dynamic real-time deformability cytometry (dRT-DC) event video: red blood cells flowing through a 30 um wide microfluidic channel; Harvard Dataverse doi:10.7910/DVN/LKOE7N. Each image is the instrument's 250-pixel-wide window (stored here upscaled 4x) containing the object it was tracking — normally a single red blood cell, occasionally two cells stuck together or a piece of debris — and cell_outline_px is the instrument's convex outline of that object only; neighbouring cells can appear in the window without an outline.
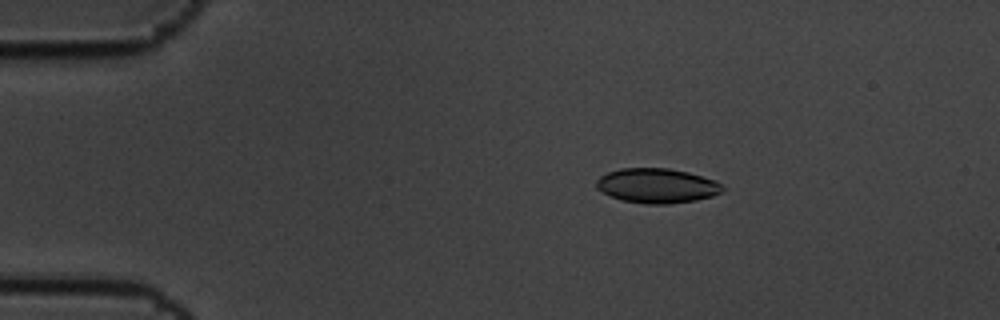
{"species": "common noctule bat (a hibernating species)", "species_latin": "Nyctalus noctula", "temperature_condition": "cold", "stored_images_in_passage": 6, "camera_frame_rate_fps": 3000, "um_per_image_px": 0.085, "animal": {"sex": "male", "body_mass_g": 19.5, "forearm_length_mm": 54.6}, "frame": {"image": 1, "passage_image": 4, "time_ms": 1.0, "image_size_px": [1000, 320], "cell_outline_px": [[724, 192], [712, 196], [696, 200], [668, 204], [644, 204], [620, 200], [596, 188], [596, 180], [600, 176], [608, 172], [620, 168], [668, 168], [688, 172], [716, 180], [724, 188]], "centroid_in_image_um": [55.85, 15.78], "position_along_channel_um": 29.1, "area_um2": 25.61}}